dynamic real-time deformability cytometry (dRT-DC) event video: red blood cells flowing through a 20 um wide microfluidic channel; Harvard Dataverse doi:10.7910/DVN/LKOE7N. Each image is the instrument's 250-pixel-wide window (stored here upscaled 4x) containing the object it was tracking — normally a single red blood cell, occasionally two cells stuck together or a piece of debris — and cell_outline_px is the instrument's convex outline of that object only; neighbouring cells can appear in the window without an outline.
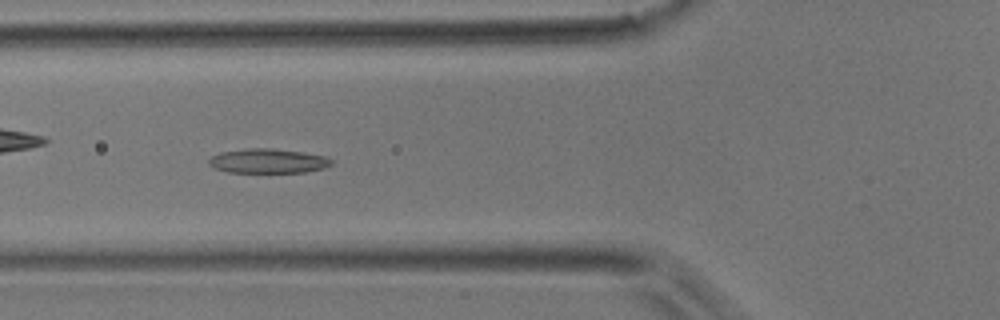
{"species": "common noctule bat (a hibernating species)", "species_latin": "Nyctalus noctula", "temperature_condition": "room temperature", "stored_images_in_passage": 4, "camera_frame_rate_fps": 3000, "um_per_image_px": 0.085, "animal": {"sex": "male", "body_mass_g": 17.9}, "frame": {"image": 1, "passage_image": 4, "time_ms": 1.0, "image_size_px": [1000, 320], "cell_outline_px": [[332, 164], [324, 168], [304, 172], [228, 172], [212, 168], [208, 164], [208, 160], [212, 156], [220, 152], [248, 148], [272, 148], [304, 152], [324, 156], [332, 160]], "centroid_in_image_um": [22.75, 13.68], "position_along_channel_um": 103.1, "area_um2": 17.51}}